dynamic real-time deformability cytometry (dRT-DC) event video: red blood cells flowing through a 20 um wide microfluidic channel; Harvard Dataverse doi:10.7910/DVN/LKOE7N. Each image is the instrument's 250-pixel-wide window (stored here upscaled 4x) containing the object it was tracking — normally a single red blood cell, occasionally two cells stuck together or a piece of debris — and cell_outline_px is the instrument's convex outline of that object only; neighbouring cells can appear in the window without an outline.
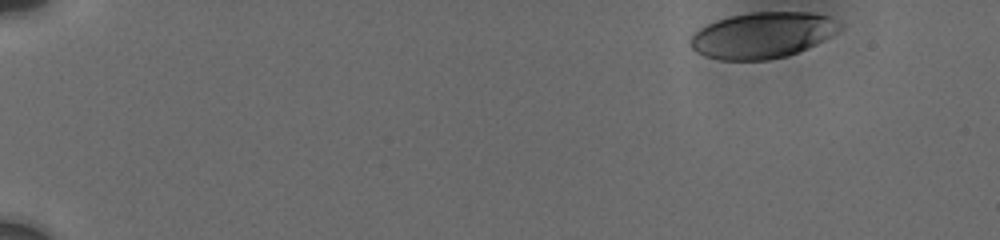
{"species": "human", "species_latin": "Homo sapiens", "temperature_condition": "cold", "stored_images_in_passage": 58, "camera_frame_rate_fps": 3000, "um_per_image_px": 0.085, "donor": {"sex": "male"}, "frame": {"image": 1, "passage_image": 1, "time_ms": 0.0, "image_size_px": [1000, 240], "cell_outline_px": [[844, 28], [832, 36], [808, 48], [788, 56], [768, 60], [720, 60], [704, 56], [696, 52], [692, 48], [688, 40], [700, 28], [716, 20], [732, 16], [752, 12], [812, 12], [828, 16], [844, 24]], "centroid_in_image_um": [64.86, 2.99], "position_along_channel_um": 20.1, "area_um2": 40.34}}
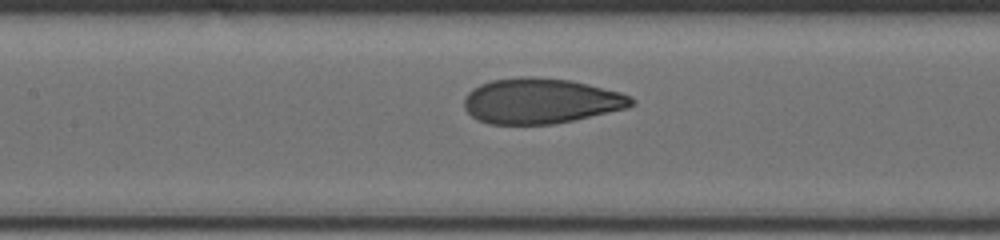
{"frame": {"image": 2, "passage_image": 30, "time_ms": 7.667, "image_size_px": [1000, 240], "cell_outline_px": [[636, 100], [628, 108], [572, 120], [552, 124], [488, 124], [476, 120], [464, 108], [464, 96], [472, 88], [480, 84], [492, 80], [520, 76], [532, 76], [572, 80], [620, 92], [632, 96]], "centroid_in_image_um": [45.94, 8.57], "position_along_channel_um": 161.5, "area_um2": 44.45}}
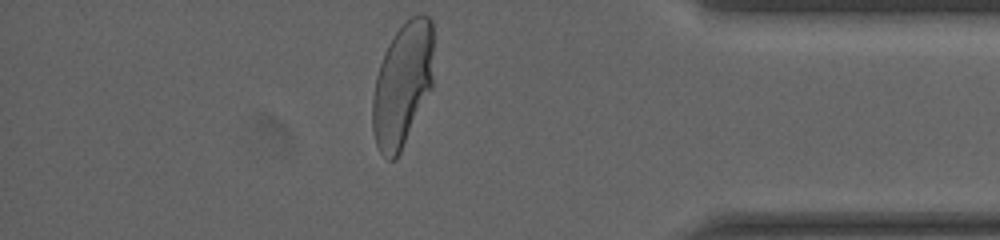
{"frame": {"image": 3, "passage_image": 58, "time_ms": 14.667, "image_size_px": [1000, 240], "cell_outline_px": [[432, 88], [396, 160], [388, 160], [380, 152], [376, 144], [372, 128], [372, 96], [376, 76], [384, 52], [392, 36], [412, 16], [424, 12], [432, 20]], "centroid_in_image_um": [34.2, 7.19], "position_along_channel_um": 401.0, "area_um2": 44.1}, "authors_computed_cell_mechanics": {"area_um2": 43.2344, "velocity_mm_per_s": 3.7485, "shape_relaxation_time_tau1_ms": 6.0993, "shape_relaxation_time_tau2_ms": null, "deformation_change_tau1": 0.2007, "deformation_change_tau2": null}}